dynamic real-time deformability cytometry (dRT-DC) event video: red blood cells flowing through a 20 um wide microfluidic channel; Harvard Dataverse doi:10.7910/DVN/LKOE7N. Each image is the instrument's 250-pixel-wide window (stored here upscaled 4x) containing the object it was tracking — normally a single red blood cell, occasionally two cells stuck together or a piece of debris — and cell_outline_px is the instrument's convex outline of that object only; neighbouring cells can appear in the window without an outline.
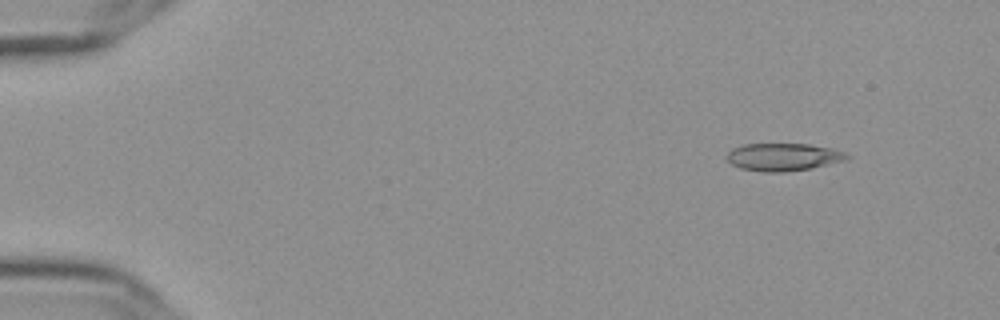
{"species": "Egyptian fruit bat (a non-hibernating species)", "species_latin": "Rousettus aegyptiacus", "temperature_condition": "cold", "stored_images_in_passage": 17, "camera_frame_rate_fps": 3000, "um_per_image_px": 0.085, "frame": {"image": 1, "passage_image": 6, "time_ms": 1.667, "image_size_px": [1000, 320], "cell_outline_px": [[852, 156], [848, 160], [812, 168], [784, 172], [764, 172], [740, 168], [732, 164], [724, 156], [732, 148], [744, 144], [808, 144], [832, 148], [844, 152]], "centroid_in_image_um": [66.6, 13.34], "position_along_channel_um": 18.4, "area_um2": 19.54}}
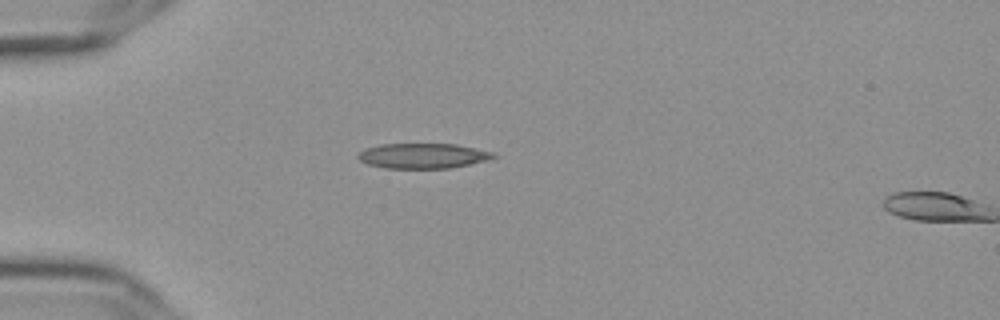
{"frame": {"image": 2, "passage_image": 16, "time_ms": 5.0, "image_size_px": [1000, 320], "cell_outline_px": [[496, 156], [492, 160], [448, 168], [384, 168], [368, 164], [360, 160], [356, 156], [364, 148], [380, 144], [456, 144], [496, 152]], "centroid_in_image_um": [35.98, 13.24], "position_along_channel_um": 49.0, "area_um2": 20.0}}